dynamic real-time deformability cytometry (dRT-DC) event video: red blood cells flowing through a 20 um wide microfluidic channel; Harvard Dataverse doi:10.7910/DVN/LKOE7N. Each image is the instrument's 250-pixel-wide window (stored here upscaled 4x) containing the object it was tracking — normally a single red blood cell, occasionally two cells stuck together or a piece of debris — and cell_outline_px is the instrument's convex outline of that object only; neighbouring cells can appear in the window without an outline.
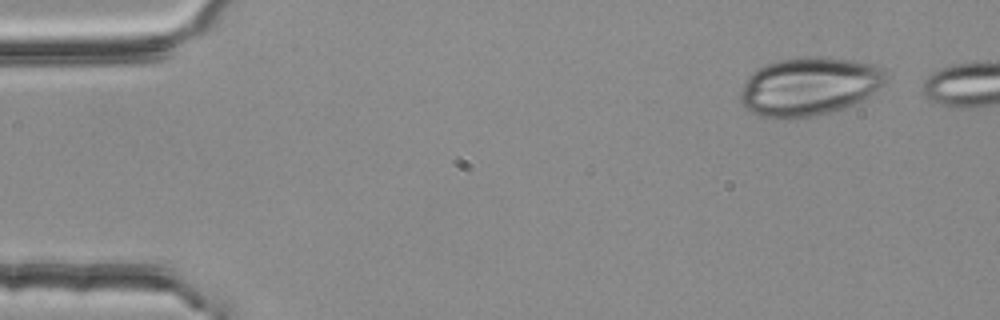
{"species": "common noctule bat (a hibernating species)", "species_latin": "Nyctalus noctula", "temperature_condition": "room temperature", "stored_images_in_passage": 4, "camera_frame_rate_fps": 3000, "um_per_image_px": 0.085, "animal": {"sex": "female", "body_mass_g": 25.1}, "frame": {"image": 1, "passage_image": 1, "time_ms": 0.0, "image_size_px": [1000, 320], "cell_outline_px": [[888, 80], [872, 96], [844, 108], [832, 112], [816, 116], [788, 120], [784, 120], [760, 116], [744, 108], [740, 104], [740, 92], [744, 80], [756, 68], [764, 64], [780, 60], [808, 56], [820, 56], [852, 60], [876, 64], [888, 76]], "centroid_in_image_um": [68.77, 7.36], "position_along_channel_um": 16.2, "area_um2": 50.63}}